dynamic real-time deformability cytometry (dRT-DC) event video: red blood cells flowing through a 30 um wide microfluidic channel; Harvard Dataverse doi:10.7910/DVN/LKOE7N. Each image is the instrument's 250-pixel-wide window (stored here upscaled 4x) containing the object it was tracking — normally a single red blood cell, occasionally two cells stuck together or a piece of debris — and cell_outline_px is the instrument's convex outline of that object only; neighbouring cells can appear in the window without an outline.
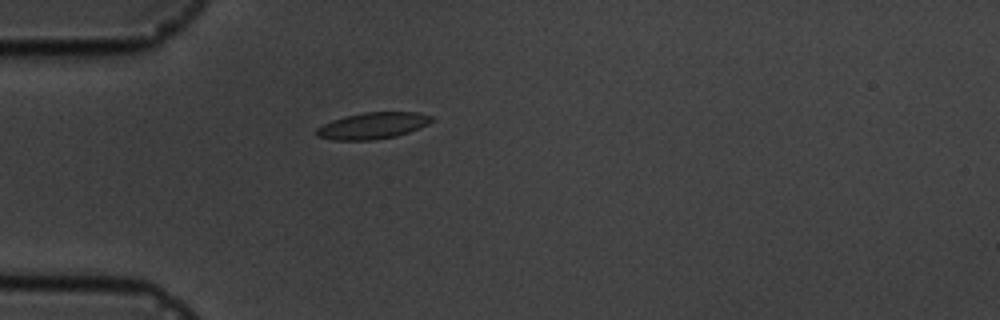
{"species": "common noctule bat (a hibernating species)", "species_latin": "Nyctalus noctula", "temperature_condition": "cold", "stored_images_in_passage": 1, "camera_frame_rate_fps": 3000, "um_per_image_px": 0.085, "animal": {"sex": "male", "body_mass_g": 19.5, "forearm_length_mm": 54.6}, "frame": {"image": 1, "passage_image": 1, "time_ms": 0.0, "image_size_px": [1000, 320], "cell_outline_px": [[436, 120], [420, 128], [396, 136], [372, 140], [332, 140], [316, 136], [316, 128], [332, 120], [344, 116], [364, 112], [420, 112], [432, 116]], "centroid_in_image_um": [31.7, 10.68], "position_along_channel_um": 53.3, "area_um2": 17.92}}